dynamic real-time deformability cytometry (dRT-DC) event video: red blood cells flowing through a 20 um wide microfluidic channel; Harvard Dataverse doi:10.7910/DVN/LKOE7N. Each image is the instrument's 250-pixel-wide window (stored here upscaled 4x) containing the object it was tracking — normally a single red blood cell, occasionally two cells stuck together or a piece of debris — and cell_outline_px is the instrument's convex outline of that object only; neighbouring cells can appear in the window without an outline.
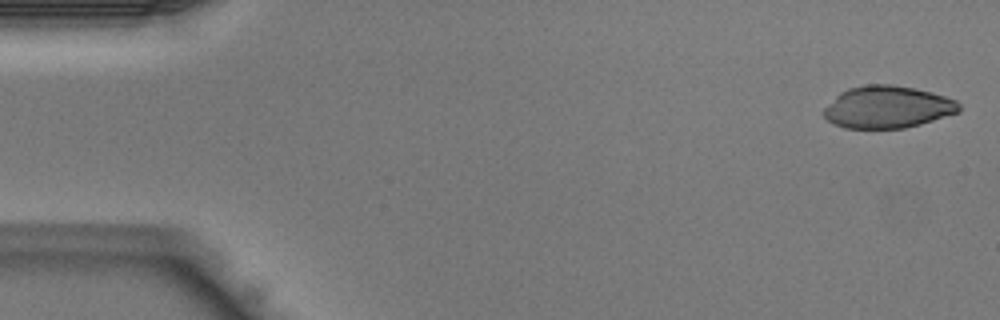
{"species": "Egyptian fruit bat (a non-hibernating species)", "species_latin": "Rousettus aegyptiacus", "temperature_condition": "warm", "stored_images_in_passage": 40, "camera_frame_rate_fps": 3000, "um_per_image_px": 0.085, "animal": {"sex": "male"}, "frame": {"image": 1, "passage_image": 1, "time_ms": 0.0, "image_size_px": [1000, 320], "cell_outline_px": [[960, 112], [920, 124], [904, 128], [844, 128], [832, 124], [824, 116], [824, 108], [840, 92], [848, 88], [864, 84], [892, 84], [916, 88], [932, 92], [956, 100], [960, 104]], "centroid_in_image_um": [75.44, 9.09], "position_along_channel_um": 9.6, "area_um2": 33.41}}